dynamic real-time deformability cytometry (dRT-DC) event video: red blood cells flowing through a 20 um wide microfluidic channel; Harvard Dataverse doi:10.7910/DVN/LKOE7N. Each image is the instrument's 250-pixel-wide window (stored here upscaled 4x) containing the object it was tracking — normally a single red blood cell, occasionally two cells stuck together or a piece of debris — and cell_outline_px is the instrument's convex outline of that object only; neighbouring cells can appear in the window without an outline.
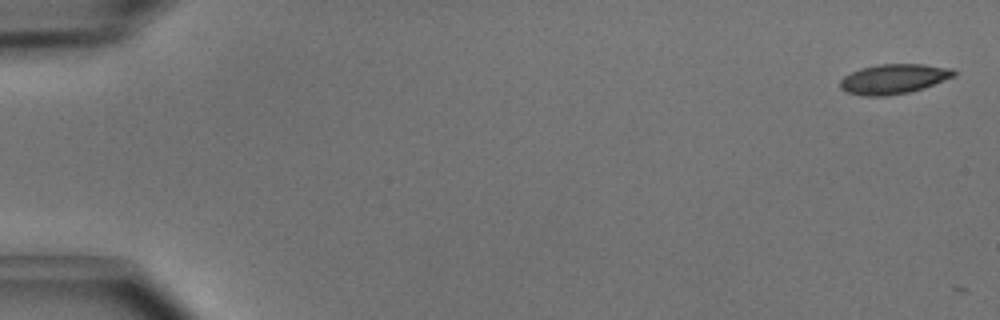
{"species": "common noctule bat (a hibernating species)", "species_latin": "Nyctalus noctula", "temperature_condition": "cold", "stored_images_in_passage": 5, "camera_frame_rate_fps": 3000, "um_per_image_px": 0.085, "animal": {"sex": "male", "body_mass_g": 15.6}, "frame": {"image": 1, "passage_image": 1, "time_ms": 0.0, "image_size_px": [1000, 320], "cell_outline_px": [[956, 76], [924, 88], [908, 92], [888, 96], [860, 96], [848, 92], [840, 88], [840, 80], [844, 76], [860, 68], [880, 64], [924, 64], [952, 68], [956, 72]], "centroid_in_image_um": [75.98, 6.71], "position_along_channel_um": 9.0, "area_um2": 19.88}}